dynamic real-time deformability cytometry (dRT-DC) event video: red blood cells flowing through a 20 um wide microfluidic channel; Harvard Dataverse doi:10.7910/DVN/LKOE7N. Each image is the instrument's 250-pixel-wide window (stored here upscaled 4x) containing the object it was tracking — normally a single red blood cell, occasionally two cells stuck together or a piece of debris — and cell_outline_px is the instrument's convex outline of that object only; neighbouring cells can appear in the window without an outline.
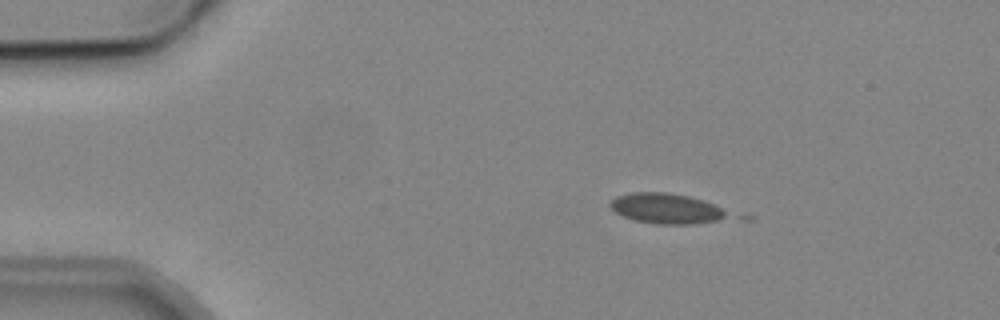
{"species": "common noctule bat (a hibernating species)", "species_latin": "Nyctalus noctula", "temperature_condition": "cold", "stored_images_in_passage": 3, "camera_frame_rate_fps": 3000, "um_per_image_px": 0.085, "animal": {"sex": "male", "body_mass_g": 19.2, "forearm_length_mm": 51.8}, "frame": {"image": 1, "passage_image": 3, "time_ms": 3.333, "image_size_px": [1000, 320], "cell_outline_px": [[724, 216], [716, 220], [692, 224], [656, 224], [636, 220], [624, 216], [616, 212], [608, 204], [616, 196], [632, 192], [668, 192], [688, 196], [712, 204], [720, 208], [724, 212]], "centroid_in_image_um": [56.53, 17.71], "position_along_channel_um": 28.5, "area_um2": 20.11}}